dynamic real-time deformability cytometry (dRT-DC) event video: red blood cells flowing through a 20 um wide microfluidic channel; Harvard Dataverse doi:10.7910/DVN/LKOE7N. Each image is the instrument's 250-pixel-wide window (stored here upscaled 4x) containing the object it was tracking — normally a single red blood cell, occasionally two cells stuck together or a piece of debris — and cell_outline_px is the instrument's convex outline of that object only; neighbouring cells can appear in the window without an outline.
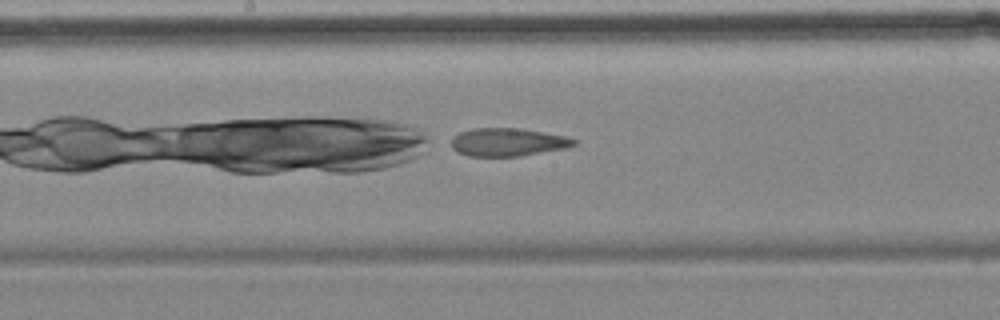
{"species": "common noctule bat (a hibernating species)", "species_latin": "Nyctalus noctula", "temperature_condition": "cold", "stored_images_in_passage": 7, "camera_frame_rate_fps": 3000, "um_per_image_px": 0.085, "animal": {"sex": "female", "body_mass_g": 18.4}, "frame": {"image": 1, "passage_image": 6, "time_ms": 7.333, "image_size_px": [1000, 320], "cell_outline_px": [[576, 144], [568, 148], [520, 156], [468, 156], [456, 152], [452, 148], [452, 136], [460, 132], [472, 128], [520, 128], [568, 136], [576, 140]], "centroid_in_image_um": [43.17, 12.08], "position_along_channel_um": 205.0, "area_um2": 20.29}}
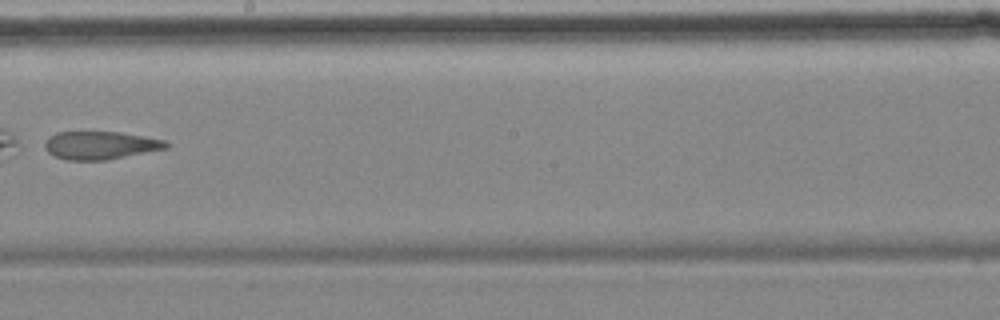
{"frame": {"image": 2, "passage_image": 7, "time_ms": 8.333, "image_size_px": [1000, 320], "cell_outline_px": [[168, 148], [108, 160], [68, 160], [52, 156], [44, 148], [44, 144], [48, 136], [56, 132], [120, 132], [144, 136], [164, 140], [168, 144]], "centroid_in_image_um": [8.49, 12.35], "position_along_channel_um": 239.7, "area_um2": 19.94}}